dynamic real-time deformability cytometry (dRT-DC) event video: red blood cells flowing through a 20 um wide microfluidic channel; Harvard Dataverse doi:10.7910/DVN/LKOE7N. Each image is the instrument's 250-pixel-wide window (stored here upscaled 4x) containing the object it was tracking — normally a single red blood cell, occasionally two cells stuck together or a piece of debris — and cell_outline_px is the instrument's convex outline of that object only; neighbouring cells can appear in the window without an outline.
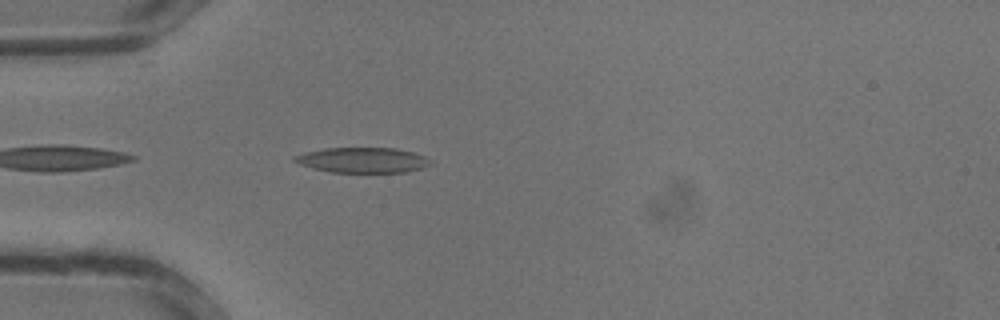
{"species": "common noctule bat (a hibernating species)", "species_latin": "Nyctalus noctula", "temperature_condition": "warm", "stored_images_in_passage": 31, "camera_frame_rate_fps": 3000, "um_per_image_px": 0.085, "animal": {"sex": "male", "body_mass_g": 13.3}, "frame": {"image": 1, "passage_image": 7, "time_ms": 2.0, "image_size_px": [1000, 320], "cell_outline_px": [[432, 160], [424, 168], [408, 172], [328, 172], [312, 168], [300, 164], [292, 160], [292, 156], [304, 152], [324, 148], [396, 148], [412, 152], [424, 156]], "centroid_in_image_um": [30.79, 13.61], "position_along_channel_um": 54.2, "area_um2": 20.11}}
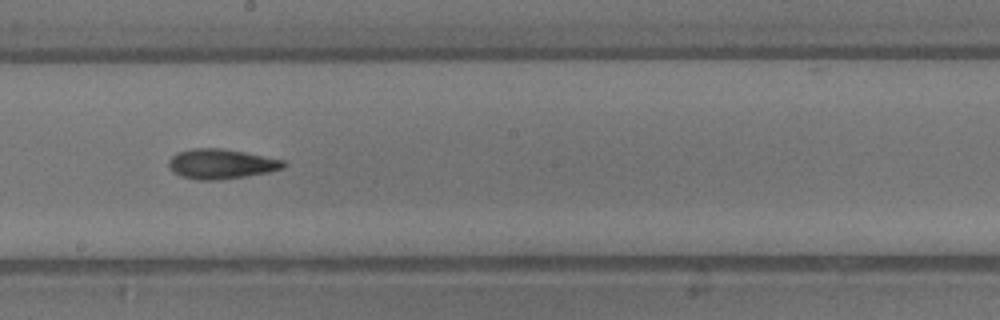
{"frame": {"image": 2, "passage_image": 16, "time_ms": 5.0, "image_size_px": [1000, 320], "cell_outline_px": [[288, 164], [284, 168], [268, 172], [244, 176], [216, 180], [196, 180], [180, 176], [172, 172], [168, 164], [168, 160], [176, 152], [192, 148], [220, 148], [244, 152], [284, 160]], "centroid_in_image_um": [18.77, 13.93], "position_along_channel_um": 229.4, "area_um2": 20.06}}
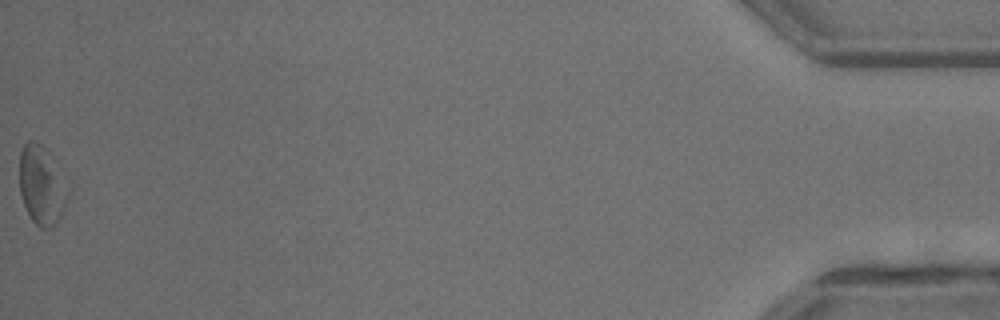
{"frame": {"image": 3, "passage_image": 31, "time_ms": 10.0, "image_size_px": [1000, 320], "cell_outline_px": [[72, 192], [56, 224], [48, 228], [40, 228], [32, 220], [24, 204], [20, 192], [20, 152], [24, 144], [28, 140], [36, 140], [48, 152], [72, 180]], "centroid_in_image_um": [3.65, 15.72], "position_along_channel_um": 431.6, "area_um2": 23.29}}